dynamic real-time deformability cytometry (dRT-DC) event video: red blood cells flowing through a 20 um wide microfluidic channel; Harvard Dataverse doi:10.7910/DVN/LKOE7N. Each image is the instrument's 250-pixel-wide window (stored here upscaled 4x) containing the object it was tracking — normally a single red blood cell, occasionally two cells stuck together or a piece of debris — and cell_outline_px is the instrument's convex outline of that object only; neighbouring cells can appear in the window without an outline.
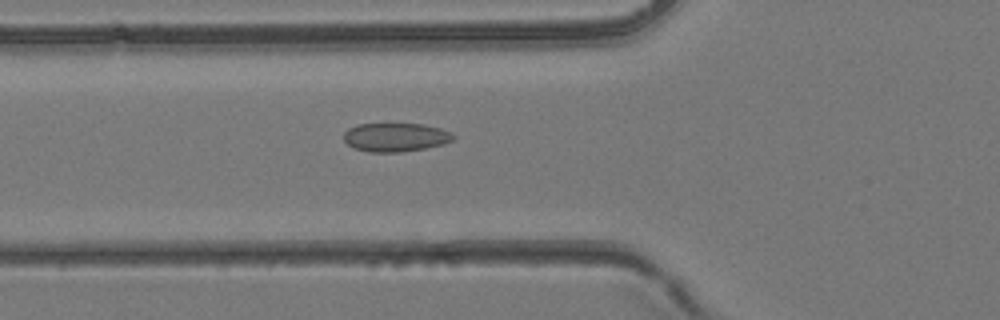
{"species": "common noctule bat (a hibernating species)", "species_latin": "Nyctalus noctula", "temperature_condition": "room temperature", "stored_images_in_passage": 23, "camera_frame_rate_fps": 3000, "um_per_image_px": 0.085, "animal": {"sex": "female", "body_mass_g": 24.6, "forearm_length_mm": 56.2}, "frame": {"image": 1, "passage_image": 12, "time_ms": 3.667, "image_size_px": [1000, 320], "cell_outline_px": [[456, 136], [452, 140], [444, 144], [424, 148], [400, 152], [368, 152], [356, 148], [348, 144], [344, 140], [344, 132], [348, 128], [356, 124], [424, 124], [440, 128], [452, 132]], "centroid_in_image_um": [33.63, 11.66], "position_along_channel_um": 92.2, "area_um2": 18.32}}
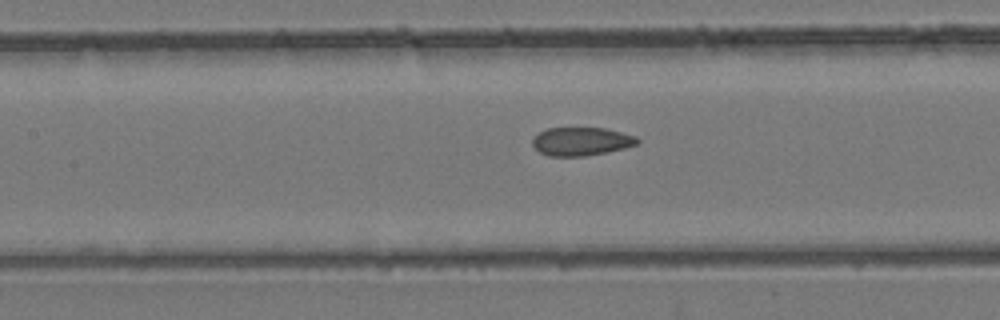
{"frame": {"image": 2, "passage_image": 16, "time_ms": 5.0, "image_size_px": [1000, 320], "cell_outline_px": [[640, 140], [636, 144], [624, 148], [608, 152], [584, 156], [548, 156], [540, 152], [532, 144], [532, 140], [540, 132], [548, 128], [604, 128], [636, 136]], "centroid_in_image_um": [49.41, 12.02], "position_along_channel_um": 158.0, "area_um2": 17.17}}
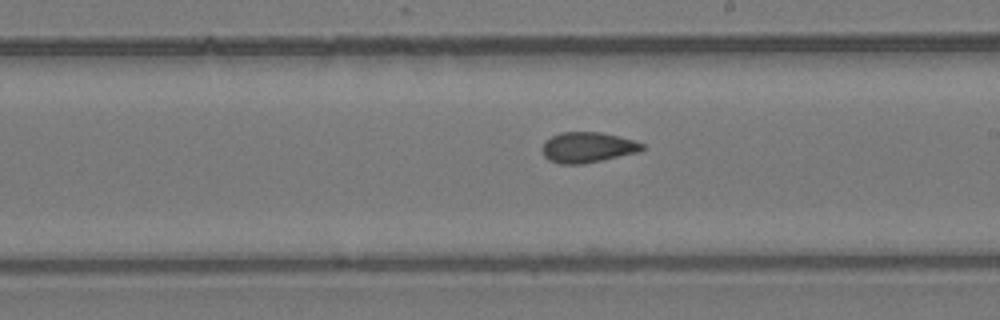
{"frame": {"image": 3, "passage_image": 21, "time_ms": 6.667, "image_size_px": [1000, 320], "cell_outline_px": [[644, 148], [640, 152], [584, 164], [560, 164], [548, 160], [544, 156], [544, 140], [560, 132], [600, 132], [636, 140], [644, 144]], "centroid_in_image_um": [49.98, 12.53], "position_along_channel_um": 239.0, "area_um2": 17.86}}